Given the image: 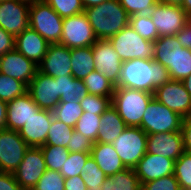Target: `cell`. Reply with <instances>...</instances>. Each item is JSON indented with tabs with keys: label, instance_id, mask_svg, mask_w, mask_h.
<instances>
[{
	"label": "cell",
	"instance_id": "cell-1",
	"mask_svg": "<svg viewBox=\"0 0 191 190\" xmlns=\"http://www.w3.org/2000/svg\"><path fill=\"white\" fill-rule=\"evenodd\" d=\"M169 71L153 59H131L122 62L115 88H132L154 94L155 89L170 80Z\"/></svg>",
	"mask_w": 191,
	"mask_h": 190
},
{
	"label": "cell",
	"instance_id": "cell-2",
	"mask_svg": "<svg viewBox=\"0 0 191 190\" xmlns=\"http://www.w3.org/2000/svg\"><path fill=\"white\" fill-rule=\"evenodd\" d=\"M98 40L109 39L129 25L130 16L119 0H107L84 9Z\"/></svg>",
	"mask_w": 191,
	"mask_h": 190
},
{
	"label": "cell",
	"instance_id": "cell-3",
	"mask_svg": "<svg viewBox=\"0 0 191 190\" xmlns=\"http://www.w3.org/2000/svg\"><path fill=\"white\" fill-rule=\"evenodd\" d=\"M154 94L132 88H115L111 104L124 123L139 127L147 105Z\"/></svg>",
	"mask_w": 191,
	"mask_h": 190
},
{
	"label": "cell",
	"instance_id": "cell-4",
	"mask_svg": "<svg viewBox=\"0 0 191 190\" xmlns=\"http://www.w3.org/2000/svg\"><path fill=\"white\" fill-rule=\"evenodd\" d=\"M29 27L38 32L49 44L60 43L63 18L44 0L30 3Z\"/></svg>",
	"mask_w": 191,
	"mask_h": 190
},
{
	"label": "cell",
	"instance_id": "cell-5",
	"mask_svg": "<svg viewBox=\"0 0 191 190\" xmlns=\"http://www.w3.org/2000/svg\"><path fill=\"white\" fill-rule=\"evenodd\" d=\"M122 62L131 59H153L155 44L142 38L130 25L108 39Z\"/></svg>",
	"mask_w": 191,
	"mask_h": 190
},
{
	"label": "cell",
	"instance_id": "cell-6",
	"mask_svg": "<svg viewBox=\"0 0 191 190\" xmlns=\"http://www.w3.org/2000/svg\"><path fill=\"white\" fill-rule=\"evenodd\" d=\"M183 117L154 97L147 105L139 126L146 134L181 131Z\"/></svg>",
	"mask_w": 191,
	"mask_h": 190
},
{
	"label": "cell",
	"instance_id": "cell-7",
	"mask_svg": "<svg viewBox=\"0 0 191 190\" xmlns=\"http://www.w3.org/2000/svg\"><path fill=\"white\" fill-rule=\"evenodd\" d=\"M112 144L125 167L134 169L146 153L147 134L140 127L127 126Z\"/></svg>",
	"mask_w": 191,
	"mask_h": 190
},
{
	"label": "cell",
	"instance_id": "cell-8",
	"mask_svg": "<svg viewBox=\"0 0 191 190\" xmlns=\"http://www.w3.org/2000/svg\"><path fill=\"white\" fill-rule=\"evenodd\" d=\"M98 39L86 14L63 18L60 44L70 49L92 46Z\"/></svg>",
	"mask_w": 191,
	"mask_h": 190
},
{
	"label": "cell",
	"instance_id": "cell-9",
	"mask_svg": "<svg viewBox=\"0 0 191 190\" xmlns=\"http://www.w3.org/2000/svg\"><path fill=\"white\" fill-rule=\"evenodd\" d=\"M150 17L159 37L176 35L189 21V15L180 5L158 2L151 10Z\"/></svg>",
	"mask_w": 191,
	"mask_h": 190
},
{
	"label": "cell",
	"instance_id": "cell-10",
	"mask_svg": "<svg viewBox=\"0 0 191 190\" xmlns=\"http://www.w3.org/2000/svg\"><path fill=\"white\" fill-rule=\"evenodd\" d=\"M29 146L18 131L0 130V172L13 173L22 162Z\"/></svg>",
	"mask_w": 191,
	"mask_h": 190
},
{
	"label": "cell",
	"instance_id": "cell-11",
	"mask_svg": "<svg viewBox=\"0 0 191 190\" xmlns=\"http://www.w3.org/2000/svg\"><path fill=\"white\" fill-rule=\"evenodd\" d=\"M154 98L183 118L191 116V95L180 80L170 79L157 87Z\"/></svg>",
	"mask_w": 191,
	"mask_h": 190
},
{
	"label": "cell",
	"instance_id": "cell-12",
	"mask_svg": "<svg viewBox=\"0 0 191 190\" xmlns=\"http://www.w3.org/2000/svg\"><path fill=\"white\" fill-rule=\"evenodd\" d=\"M46 163L40 147H29L22 162L13 172L16 181L23 190L34 188L44 172Z\"/></svg>",
	"mask_w": 191,
	"mask_h": 190
},
{
	"label": "cell",
	"instance_id": "cell-13",
	"mask_svg": "<svg viewBox=\"0 0 191 190\" xmlns=\"http://www.w3.org/2000/svg\"><path fill=\"white\" fill-rule=\"evenodd\" d=\"M30 3L20 0H6L0 3V27L17 37L29 27Z\"/></svg>",
	"mask_w": 191,
	"mask_h": 190
},
{
	"label": "cell",
	"instance_id": "cell-14",
	"mask_svg": "<svg viewBox=\"0 0 191 190\" xmlns=\"http://www.w3.org/2000/svg\"><path fill=\"white\" fill-rule=\"evenodd\" d=\"M95 70L105 75L115 86L118 84L122 60L108 39L92 45Z\"/></svg>",
	"mask_w": 191,
	"mask_h": 190
},
{
	"label": "cell",
	"instance_id": "cell-15",
	"mask_svg": "<svg viewBox=\"0 0 191 190\" xmlns=\"http://www.w3.org/2000/svg\"><path fill=\"white\" fill-rule=\"evenodd\" d=\"M27 92L40 109L53 110L60 102L58 82L39 71L27 86Z\"/></svg>",
	"mask_w": 191,
	"mask_h": 190
},
{
	"label": "cell",
	"instance_id": "cell-16",
	"mask_svg": "<svg viewBox=\"0 0 191 190\" xmlns=\"http://www.w3.org/2000/svg\"><path fill=\"white\" fill-rule=\"evenodd\" d=\"M71 49L60 43L50 44L38 71L54 78L72 75Z\"/></svg>",
	"mask_w": 191,
	"mask_h": 190
},
{
	"label": "cell",
	"instance_id": "cell-17",
	"mask_svg": "<svg viewBox=\"0 0 191 190\" xmlns=\"http://www.w3.org/2000/svg\"><path fill=\"white\" fill-rule=\"evenodd\" d=\"M37 71L38 65L27 59L16 49L0 56V73L13 77L26 86L30 84Z\"/></svg>",
	"mask_w": 191,
	"mask_h": 190
},
{
	"label": "cell",
	"instance_id": "cell-18",
	"mask_svg": "<svg viewBox=\"0 0 191 190\" xmlns=\"http://www.w3.org/2000/svg\"><path fill=\"white\" fill-rule=\"evenodd\" d=\"M146 152L176 161L185 152L181 131L147 134Z\"/></svg>",
	"mask_w": 191,
	"mask_h": 190
},
{
	"label": "cell",
	"instance_id": "cell-19",
	"mask_svg": "<svg viewBox=\"0 0 191 190\" xmlns=\"http://www.w3.org/2000/svg\"><path fill=\"white\" fill-rule=\"evenodd\" d=\"M175 160L145 153L134 168L140 184L174 174Z\"/></svg>",
	"mask_w": 191,
	"mask_h": 190
},
{
	"label": "cell",
	"instance_id": "cell-20",
	"mask_svg": "<svg viewBox=\"0 0 191 190\" xmlns=\"http://www.w3.org/2000/svg\"><path fill=\"white\" fill-rule=\"evenodd\" d=\"M53 117V112L51 110L40 109L18 131L29 147H40L45 145Z\"/></svg>",
	"mask_w": 191,
	"mask_h": 190
},
{
	"label": "cell",
	"instance_id": "cell-21",
	"mask_svg": "<svg viewBox=\"0 0 191 190\" xmlns=\"http://www.w3.org/2000/svg\"><path fill=\"white\" fill-rule=\"evenodd\" d=\"M40 110L28 92L7 103L6 129L19 131Z\"/></svg>",
	"mask_w": 191,
	"mask_h": 190
},
{
	"label": "cell",
	"instance_id": "cell-22",
	"mask_svg": "<svg viewBox=\"0 0 191 190\" xmlns=\"http://www.w3.org/2000/svg\"><path fill=\"white\" fill-rule=\"evenodd\" d=\"M49 43L31 27L15 37V49L27 59L39 65L45 56Z\"/></svg>",
	"mask_w": 191,
	"mask_h": 190
},
{
	"label": "cell",
	"instance_id": "cell-23",
	"mask_svg": "<svg viewBox=\"0 0 191 190\" xmlns=\"http://www.w3.org/2000/svg\"><path fill=\"white\" fill-rule=\"evenodd\" d=\"M91 156L106 176L114 175L126 169L113 144L94 142Z\"/></svg>",
	"mask_w": 191,
	"mask_h": 190
},
{
	"label": "cell",
	"instance_id": "cell-24",
	"mask_svg": "<svg viewBox=\"0 0 191 190\" xmlns=\"http://www.w3.org/2000/svg\"><path fill=\"white\" fill-rule=\"evenodd\" d=\"M127 128L117 110L111 105L102 115L96 142L112 144Z\"/></svg>",
	"mask_w": 191,
	"mask_h": 190
},
{
	"label": "cell",
	"instance_id": "cell-25",
	"mask_svg": "<svg viewBox=\"0 0 191 190\" xmlns=\"http://www.w3.org/2000/svg\"><path fill=\"white\" fill-rule=\"evenodd\" d=\"M55 81L58 82L59 103H80L88 94L83 80L75 79L72 75L55 78Z\"/></svg>",
	"mask_w": 191,
	"mask_h": 190
},
{
	"label": "cell",
	"instance_id": "cell-26",
	"mask_svg": "<svg viewBox=\"0 0 191 190\" xmlns=\"http://www.w3.org/2000/svg\"><path fill=\"white\" fill-rule=\"evenodd\" d=\"M71 67L72 76L80 80L94 71L92 46L71 49Z\"/></svg>",
	"mask_w": 191,
	"mask_h": 190
},
{
	"label": "cell",
	"instance_id": "cell-27",
	"mask_svg": "<svg viewBox=\"0 0 191 190\" xmlns=\"http://www.w3.org/2000/svg\"><path fill=\"white\" fill-rule=\"evenodd\" d=\"M155 50L153 60L159 62L165 68L173 66L175 52L182 48L176 35L161 36L154 41Z\"/></svg>",
	"mask_w": 191,
	"mask_h": 190
},
{
	"label": "cell",
	"instance_id": "cell-28",
	"mask_svg": "<svg viewBox=\"0 0 191 190\" xmlns=\"http://www.w3.org/2000/svg\"><path fill=\"white\" fill-rule=\"evenodd\" d=\"M103 190H141L139 178L134 169L126 168L114 175L107 176L102 184Z\"/></svg>",
	"mask_w": 191,
	"mask_h": 190
},
{
	"label": "cell",
	"instance_id": "cell-29",
	"mask_svg": "<svg viewBox=\"0 0 191 190\" xmlns=\"http://www.w3.org/2000/svg\"><path fill=\"white\" fill-rule=\"evenodd\" d=\"M88 94L106 96L112 100L115 91V85L99 71H92L83 79Z\"/></svg>",
	"mask_w": 191,
	"mask_h": 190
},
{
	"label": "cell",
	"instance_id": "cell-30",
	"mask_svg": "<svg viewBox=\"0 0 191 190\" xmlns=\"http://www.w3.org/2000/svg\"><path fill=\"white\" fill-rule=\"evenodd\" d=\"M172 80L182 81L191 74V49L179 48L175 52L173 66L168 68Z\"/></svg>",
	"mask_w": 191,
	"mask_h": 190
},
{
	"label": "cell",
	"instance_id": "cell-31",
	"mask_svg": "<svg viewBox=\"0 0 191 190\" xmlns=\"http://www.w3.org/2000/svg\"><path fill=\"white\" fill-rule=\"evenodd\" d=\"M73 131L74 128L53 117L45 145L62 146L66 148Z\"/></svg>",
	"mask_w": 191,
	"mask_h": 190
},
{
	"label": "cell",
	"instance_id": "cell-32",
	"mask_svg": "<svg viewBox=\"0 0 191 190\" xmlns=\"http://www.w3.org/2000/svg\"><path fill=\"white\" fill-rule=\"evenodd\" d=\"M129 25L142 38L154 42L159 38L158 31L149 14H135L130 16Z\"/></svg>",
	"mask_w": 191,
	"mask_h": 190
},
{
	"label": "cell",
	"instance_id": "cell-33",
	"mask_svg": "<svg viewBox=\"0 0 191 190\" xmlns=\"http://www.w3.org/2000/svg\"><path fill=\"white\" fill-rule=\"evenodd\" d=\"M81 178L84 180L87 190H103L102 184L107 176L98 167L93 157L90 156L82 168Z\"/></svg>",
	"mask_w": 191,
	"mask_h": 190
},
{
	"label": "cell",
	"instance_id": "cell-34",
	"mask_svg": "<svg viewBox=\"0 0 191 190\" xmlns=\"http://www.w3.org/2000/svg\"><path fill=\"white\" fill-rule=\"evenodd\" d=\"M40 148L47 169L60 172L70 153L67 148L53 145H43Z\"/></svg>",
	"mask_w": 191,
	"mask_h": 190
},
{
	"label": "cell",
	"instance_id": "cell-35",
	"mask_svg": "<svg viewBox=\"0 0 191 190\" xmlns=\"http://www.w3.org/2000/svg\"><path fill=\"white\" fill-rule=\"evenodd\" d=\"M27 92V86L13 77L0 73V100L10 102Z\"/></svg>",
	"mask_w": 191,
	"mask_h": 190
},
{
	"label": "cell",
	"instance_id": "cell-36",
	"mask_svg": "<svg viewBox=\"0 0 191 190\" xmlns=\"http://www.w3.org/2000/svg\"><path fill=\"white\" fill-rule=\"evenodd\" d=\"M52 112L55 119L74 128L84 111L81 108L80 103L66 102L59 103Z\"/></svg>",
	"mask_w": 191,
	"mask_h": 190
},
{
	"label": "cell",
	"instance_id": "cell-37",
	"mask_svg": "<svg viewBox=\"0 0 191 190\" xmlns=\"http://www.w3.org/2000/svg\"><path fill=\"white\" fill-rule=\"evenodd\" d=\"M101 115L83 112L78 119L74 130L81 133L93 142H96L98 129L100 127Z\"/></svg>",
	"mask_w": 191,
	"mask_h": 190
},
{
	"label": "cell",
	"instance_id": "cell-38",
	"mask_svg": "<svg viewBox=\"0 0 191 190\" xmlns=\"http://www.w3.org/2000/svg\"><path fill=\"white\" fill-rule=\"evenodd\" d=\"M91 153L70 152L66 162L60 170V174L66 179L82 175V168L85 166Z\"/></svg>",
	"mask_w": 191,
	"mask_h": 190
},
{
	"label": "cell",
	"instance_id": "cell-39",
	"mask_svg": "<svg viewBox=\"0 0 191 190\" xmlns=\"http://www.w3.org/2000/svg\"><path fill=\"white\" fill-rule=\"evenodd\" d=\"M174 175L180 189L191 188V154L184 152L175 161Z\"/></svg>",
	"mask_w": 191,
	"mask_h": 190
},
{
	"label": "cell",
	"instance_id": "cell-40",
	"mask_svg": "<svg viewBox=\"0 0 191 190\" xmlns=\"http://www.w3.org/2000/svg\"><path fill=\"white\" fill-rule=\"evenodd\" d=\"M62 18L78 15L84 12L81 0H44Z\"/></svg>",
	"mask_w": 191,
	"mask_h": 190
},
{
	"label": "cell",
	"instance_id": "cell-41",
	"mask_svg": "<svg viewBox=\"0 0 191 190\" xmlns=\"http://www.w3.org/2000/svg\"><path fill=\"white\" fill-rule=\"evenodd\" d=\"M80 105L84 112L102 115L112 104L109 97L87 94L80 100Z\"/></svg>",
	"mask_w": 191,
	"mask_h": 190
},
{
	"label": "cell",
	"instance_id": "cell-42",
	"mask_svg": "<svg viewBox=\"0 0 191 190\" xmlns=\"http://www.w3.org/2000/svg\"><path fill=\"white\" fill-rule=\"evenodd\" d=\"M65 178L59 171L46 169L38 183L35 185L37 190H65Z\"/></svg>",
	"mask_w": 191,
	"mask_h": 190
},
{
	"label": "cell",
	"instance_id": "cell-43",
	"mask_svg": "<svg viewBox=\"0 0 191 190\" xmlns=\"http://www.w3.org/2000/svg\"><path fill=\"white\" fill-rule=\"evenodd\" d=\"M121 6L127 11L129 16L135 14H150L152 8L158 0H119Z\"/></svg>",
	"mask_w": 191,
	"mask_h": 190
},
{
	"label": "cell",
	"instance_id": "cell-44",
	"mask_svg": "<svg viewBox=\"0 0 191 190\" xmlns=\"http://www.w3.org/2000/svg\"><path fill=\"white\" fill-rule=\"evenodd\" d=\"M141 190H180L174 174L141 184Z\"/></svg>",
	"mask_w": 191,
	"mask_h": 190
},
{
	"label": "cell",
	"instance_id": "cell-45",
	"mask_svg": "<svg viewBox=\"0 0 191 190\" xmlns=\"http://www.w3.org/2000/svg\"><path fill=\"white\" fill-rule=\"evenodd\" d=\"M93 143V141L74 130L66 148L69 152L91 153Z\"/></svg>",
	"mask_w": 191,
	"mask_h": 190
},
{
	"label": "cell",
	"instance_id": "cell-46",
	"mask_svg": "<svg viewBox=\"0 0 191 190\" xmlns=\"http://www.w3.org/2000/svg\"><path fill=\"white\" fill-rule=\"evenodd\" d=\"M0 190H23L13 173L0 172Z\"/></svg>",
	"mask_w": 191,
	"mask_h": 190
},
{
	"label": "cell",
	"instance_id": "cell-47",
	"mask_svg": "<svg viewBox=\"0 0 191 190\" xmlns=\"http://www.w3.org/2000/svg\"><path fill=\"white\" fill-rule=\"evenodd\" d=\"M15 49V37L0 27V56Z\"/></svg>",
	"mask_w": 191,
	"mask_h": 190
},
{
	"label": "cell",
	"instance_id": "cell-48",
	"mask_svg": "<svg viewBox=\"0 0 191 190\" xmlns=\"http://www.w3.org/2000/svg\"><path fill=\"white\" fill-rule=\"evenodd\" d=\"M181 133L184 144V151L191 154V116L183 118Z\"/></svg>",
	"mask_w": 191,
	"mask_h": 190
},
{
	"label": "cell",
	"instance_id": "cell-49",
	"mask_svg": "<svg viewBox=\"0 0 191 190\" xmlns=\"http://www.w3.org/2000/svg\"><path fill=\"white\" fill-rule=\"evenodd\" d=\"M176 38L178 39V42L181 44L182 47L191 49V22L190 21H188V23L184 26V28L181 29L176 34Z\"/></svg>",
	"mask_w": 191,
	"mask_h": 190
},
{
	"label": "cell",
	"instance_id": "cell-50",
	"mask_svg": "<svg viewBox=\"0 0 191 190\" xmlns=\"http://www.w3.org/2000/svg\"><path fill=\"white\" fill-rule=\"evenodd\" d=\"M65 190H87V186L81 175L74 176L71 178H66L64 183Z\"/></svg>",
	"mask_w": 191,
	"mask_h": 190
},
{
	"label": "cell",
	"instance_id": "cell-51",
	"mask_svg": "<svg viewBox=\"0 0 191 190\" xmlns=\"http://www.w3.org/2000/svg\"><path fill=\"white\" fill-rule=\"evenodd\" d=\"M7 102L0 100V130L6 128Z\"/></svg>",
	"mask_w": 191,
	"mask_h": 190
},
{
	"label": "cell",
	"instance_id": "cell-52",
	"mask_svg": "<svg viewBox=\"0 0 191 190\" xmlns=\"http://www.w3.org/2000/svg\"><path fill=\"white\" fill-rule=\"evenodd\" d=\"M104 1H107V0H81L84 8H88V7L95 6V5H100Z\"/></svg>",
	"mask_w": 191,
	"mask_h": 190
},
{
	"label": "cell",
	"instance_id": "cell-53",
	"mask_svg": "<svg viewBox=\"0 0 191 190\" xmlns=\"http://www.w3.org/2000/svg\"><path fill=\"white\" fill-rule=\"evenodd\" d=\"M181 8L191 16V0H182Z\"/></svg>",
	"mask_w": 191,
	"mask_h": 190
},
{
	"label": "cell",
	"instance_id": "cell-54",
	"mask_svg": "<svg viewBox=\"0 0 191 190\" xmlns=\"http://www.w3.org/2000/svg\"><path fill=\"white\" fill-rule=\"evenodd\" d=\"M182 82H183L187 92L191 95V74L188 77H186L185 79H183Z\"/></svg>",
	"mask_w": 191,
	"mask_h": 190
},
{
	"label": "cell",
	"instance_id": "cell-55",
	"mask_svg": "<svg viewBox=\"0 0 191 190\" xmlns=\"http://www.w3.org/2000/svg\"><path fill=\"white\" fill-rule=\"evenodd\" d=\"M160 3L181 5L182 0H158Z\"/></svg>",
	"mask_w": 191,
	"mask_h": 190
},
{
	"label": "cell",
	"instance_id": "cell-56",
	"mask_svg": "<svg viewBox=\"0 0 191 190\" xmlns=\"http://www.w3.org/2000/svg\"><path fill=\"white\" fill-rule=\"evenodd\" d=\"M20 1H25V2H28V3H33V2H35L37 0H20Z\"/></svg>",
	"mask_w": 191,
	"mask_h": 190
},
{
	"label": "cell",
	"instance_id": "cell-57",
	"mask_svg": "<svg viewBox=\"0 0 191 190\" xmlns=\"http://www.w3.org/2000/svg\"><path fill=\"white\" fill-rule=\"evenodd\" d=\"M25 190H37V189L34 187V188L25 189Z\"/></svg>",
	"mask_w": 191,
	"mask_h": 190
},
{
	"label": "cell",
	"instance_id": "cell-58",
	"mask_svg": "<svg viewBox=\"0 0 191 190\" xmlns=\"http://www.w3.org/2000/svg\"><path fill=\"white\" fill-rule=\"evenodd\" d=\"M180 190H191V188H185V189H180Z\"/></svg>",
	"mask_w": 191,
	"mask_h": 190
}]
</instances>
